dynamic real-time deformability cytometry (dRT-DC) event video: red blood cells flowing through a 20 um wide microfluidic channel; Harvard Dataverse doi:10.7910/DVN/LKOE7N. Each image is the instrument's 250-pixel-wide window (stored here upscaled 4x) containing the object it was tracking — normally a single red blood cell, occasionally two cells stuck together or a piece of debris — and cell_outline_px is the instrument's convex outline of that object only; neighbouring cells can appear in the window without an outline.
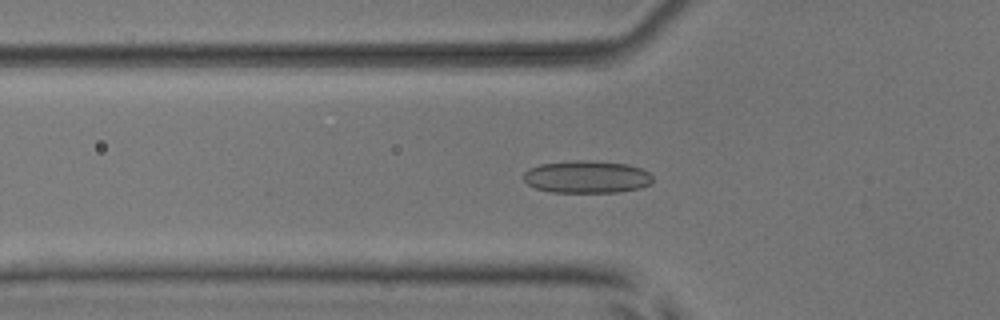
{"species": "common noctule bat (a hibernating species)", "species_latin": "Nyctalus noctula", "temperature_condition": "room temperature", "stored_images_in_passage": 35, "camera_frame_rate_fps": 3000, "um_per_image_px": 0.085, "animal": {"sex": "male", "body_mass_g": 17.9, "forearm_length_mm": 54.2}, "frame": {"image": 1, "passage_image": 8, "time_ms": 2.333, "image_size_px": [1000, 320], "cell_outline_px": [[652, 184], [640, 188], [616, 192], [552, 192], [536, 188], [528, 184], [524, 180], [524, 172], [528, 168], [540, 164], [576, 160], [580, 160], [628, 164], [640, 168], [648, 172], [652, 176]], "centroid_in_image_um": [49.87, 15.04], "position_along_channel_um": 75.9, "area_um2": 24.33}}
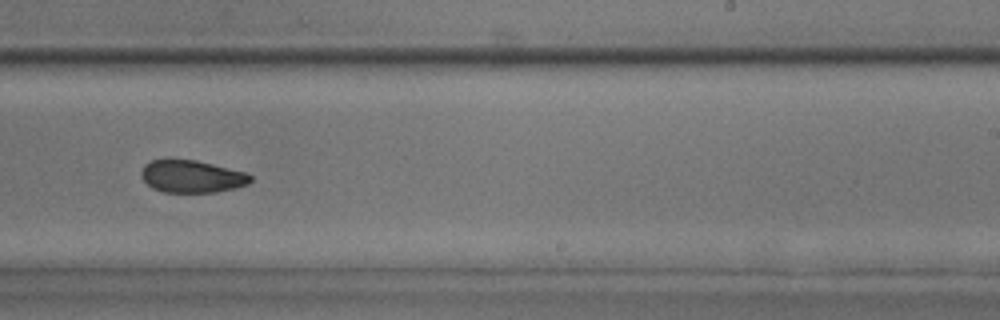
{"frame": {"image": 2, "passage_image": 23, "time_ms": 7.333, "image_size_px": [1000, 320], "cell_outline_px": [[252, 180], [248, 184], [236, 188], [216, 192], [164, 192], [152, 188], [140, 176], [140, 172], [144, 164], [152, 160], [196, 160], [244, 172], [252, 176]], "centroid_in_image_um": [16.29, 15.01], "position_along_channel_um": 272.7, "area_um2": 20.52}}
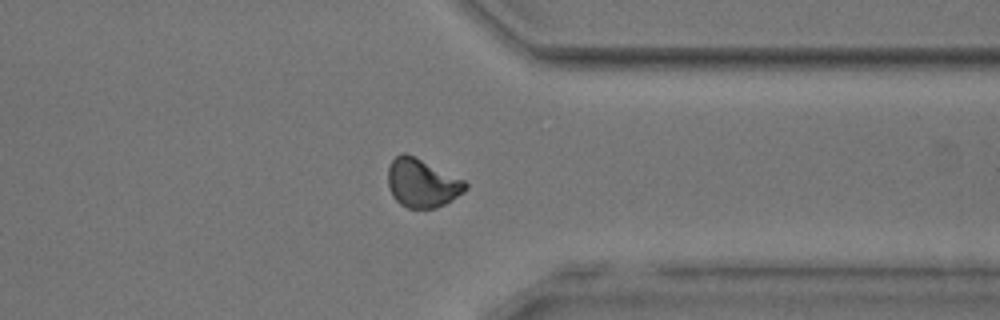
{"frame": {"image": 3, "passage_image": 31, "time_ms": 10.0, "image_size_px": [1000, 320], "cell_outline_px": [[468, 188], [464, 192], [444, 204], [436, 208], [408, 208], [400, 204], [392, 196], [388, 188], [388, 168], [392, 160], [400, 152], [404, 152], [464, 180], [468, 184]], "centroid_in_image_um": [35.85, 15.57], "position_along_channel_um": 375.5, "area_um2": 21.73}, "authors_computed_cell_mechanics": {"area_um2": 21.9062, "velocity_mm_per_s": 3.9467, "shape_relaxation_time_tau1_ms": null, "shape_relaxation_time_tau2_ms": 2.5611, "deformation_change_tau1": null, "deformation_change_tau2": 0.0771}}